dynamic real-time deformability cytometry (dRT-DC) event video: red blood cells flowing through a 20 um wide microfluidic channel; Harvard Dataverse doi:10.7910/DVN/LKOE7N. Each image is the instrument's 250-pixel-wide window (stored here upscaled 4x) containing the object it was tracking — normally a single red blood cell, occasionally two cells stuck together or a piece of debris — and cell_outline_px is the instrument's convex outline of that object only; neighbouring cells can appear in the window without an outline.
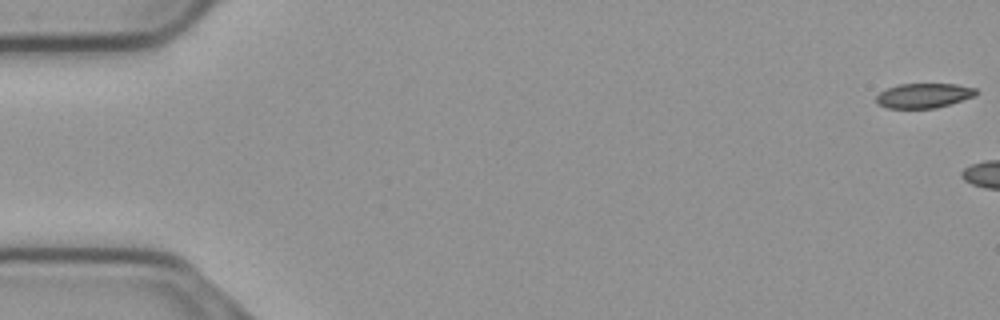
{"species": "common noctule bat (a hibernating species)", "species_latin": "Nyctalus noctula", "temperature_condition": "cold", "stored_images_in_passage": 5, "camera_frame_rate_fps": 3000, "um_per_image_px": 0.085, "animal": {"sex": "male", "body_mass_g": 23.1, "forearm_length_mm": 52.7}, "frame": {"image": 1, "passage_image": 1, "time_ms": 0.0, "image_size_px": [1000, 320], "cell_outline_px": [[980, 92], [976, 96], [936, 108], [888, 108], [876, 104], [876, 96], [880, 92], [888, 88], [900, 84], [956, 84], [976, 88]], "centroid_in_image_um": [78.55, 8.12], "position_along_channel_um": 6.5, "area_um2": 14.45}}